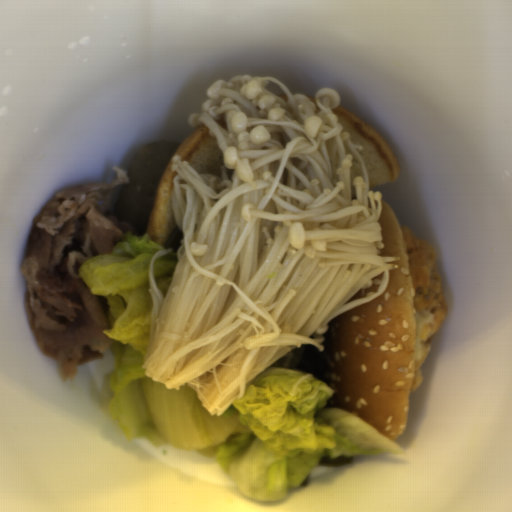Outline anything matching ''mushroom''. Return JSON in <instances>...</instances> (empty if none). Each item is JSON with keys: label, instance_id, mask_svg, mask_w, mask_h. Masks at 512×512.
I'll return each mask as SVG.
<instances>
[{"label": "mushroom", "instance_id": "obj_1", "mask_svg": "<svg viewBox=\"0 0 512 512\" xmlns=\"http://www.w3.org/2000/svg\"><path fill=\"white\" fill-rule=\"evenodd\" d=\"M180 144L158 140L131 155L125 170L129 180L121 185L117 198L116 219L129 225L132 236L147 235L163 175Z\"/></svg>", "mask_w": 512, "mask_h": 512}]
</instances>
